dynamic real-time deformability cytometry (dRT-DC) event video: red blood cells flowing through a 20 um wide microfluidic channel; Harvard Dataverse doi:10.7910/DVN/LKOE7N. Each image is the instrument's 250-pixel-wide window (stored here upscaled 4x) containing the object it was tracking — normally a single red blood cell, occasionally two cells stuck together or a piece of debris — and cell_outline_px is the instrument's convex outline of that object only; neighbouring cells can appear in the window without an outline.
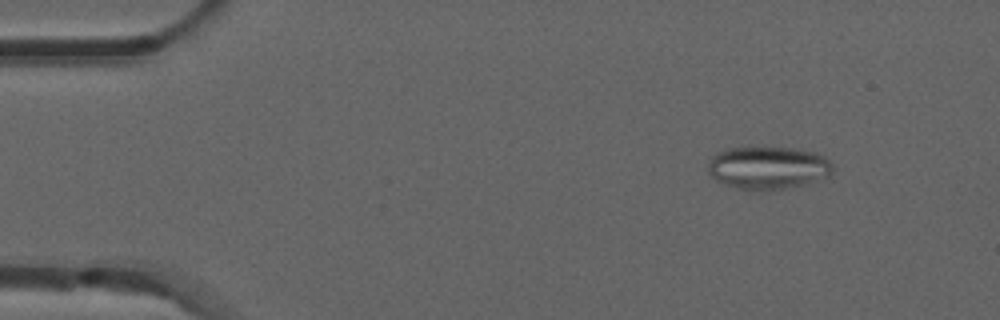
{"species": "common noctule bat (a hibernating species)", "species_latin": "Nyctalus noctula", "temperature_condition": "room temperature", "stored_images_in_passage": 52, "camera_frame_rate_fps": 3000, "um_per_image_px": 0.085, "animal": {"sex": "male", "forearm_length_mm": 52.5}, "frame": {"image": 1, "passage_image": 6, "time_ms": 1.667, "image_size_px": [1000, 320], "cell_outline_px": [[832, 172], [828, 176], [800, 184], [784, 188], [740, 188], [724, 184], [716, 180], [708, 172], [708, 164], [712, 156], [728, 148], [792, 148], [816, 152], [824, 156], [832, 164]], "centroid_in_image_um": [65.27, 14.22], "position_along_channel_um": 19.7, "area_um2": 30.11}}
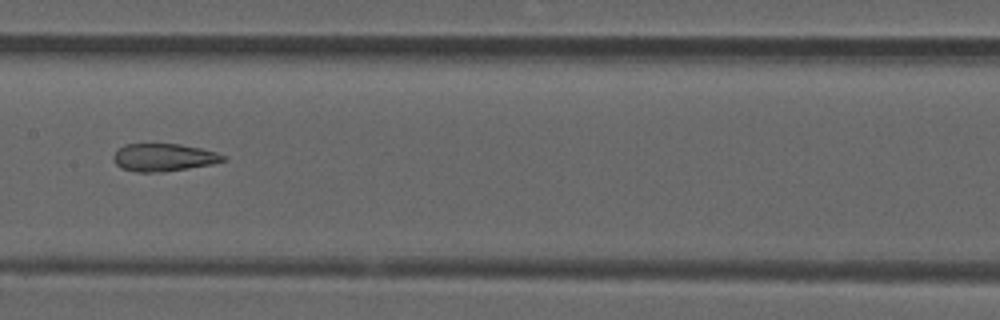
{"frame": {"image": 2, "passage_image": 26, "time_ms": 8.333, "image_size_px": [1000, 320], "cell_outline_px": [[228, 160], [212, 164], [164, 172], [140, 172], [120, 168], [112, 160], [112, 156], [124, 144], [180, 144], [200, 148], [216, 152], [224, 156]], "centroid_in_image_um": [13.9, 13.38], "position_along_channel_um": 193.5, "area_um2": 17.69}}
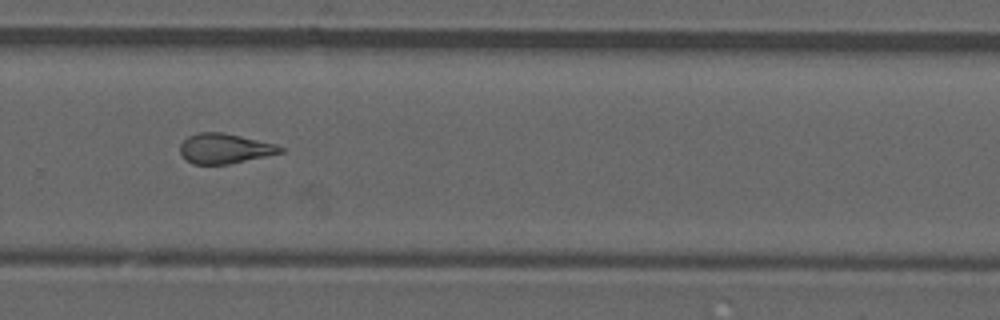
{"frame": {"image": 3, "passage_image": 35, "time_ms": 11.333, "image_size_px": [1000, 320], "cell_outline_px": [[284, 152], [228, 164], [192, 164], [180, 152], [180, 144], [188, 136], [200, 132], [224, 132], [276, 144], [284, 148]], "centroid_in_image_um": [19.11, 12.61], "position_along_channel_um": 310.7, "area_um2": 17.4}, "authors_computed_cell_mechanics": {"area_um2": 18.785, "velocity_mm_per_s": 3.9299, "shape_relaxation_time_tau1_ms": null, "shape_relaxation_time_tau2_ms": 2.7658, "deformation_change_tau1": null, "deformation_change_tau2": 0.1266}}